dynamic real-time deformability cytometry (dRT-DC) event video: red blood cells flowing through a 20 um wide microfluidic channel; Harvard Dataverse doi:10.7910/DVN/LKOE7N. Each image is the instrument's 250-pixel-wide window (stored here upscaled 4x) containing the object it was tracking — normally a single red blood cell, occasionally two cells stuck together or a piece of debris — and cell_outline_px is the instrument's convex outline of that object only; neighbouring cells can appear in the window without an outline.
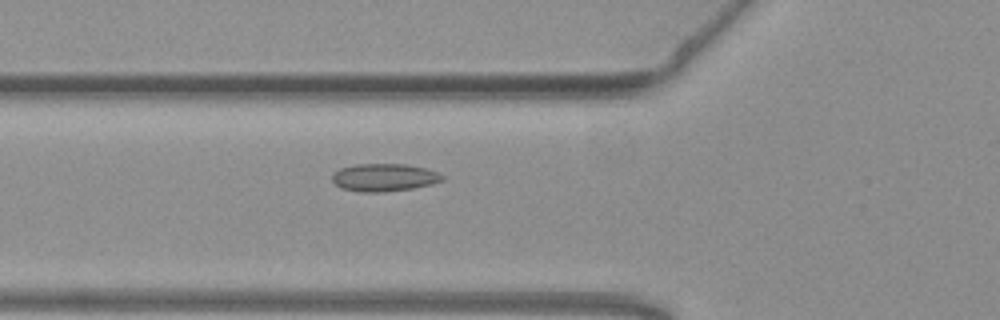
{"species": "common noctule bat (a hibernating species)", "species_latin": "Nyctalus noctula", "temperature_condition": "warm", "stored_images_in_passage": 43, "camera_frame_rate_fps": 3000, "um_per_image_px": 0.085, "animal": {"sex": "female", "body_mass_g": 19.3, "forearm_length_mm": 54.1}, "frame": {"image": 1, "passage_image": 8, "time_ms": 2.333, "image_size_px": [1000, 320], "cell_outline_px": [[444, 180], [432, 184], [412, 188], [380, 192], [360, 192], [340, 188], [332, 180], [332, 172], [340, 168], [356, 164], [404, 164], [424, 168], [440, 172], [444, 176]], "centroid_in_image_um": [32.64, 15.08], "position_along_channel_um": 93.2, "area_um2": 17.86}}
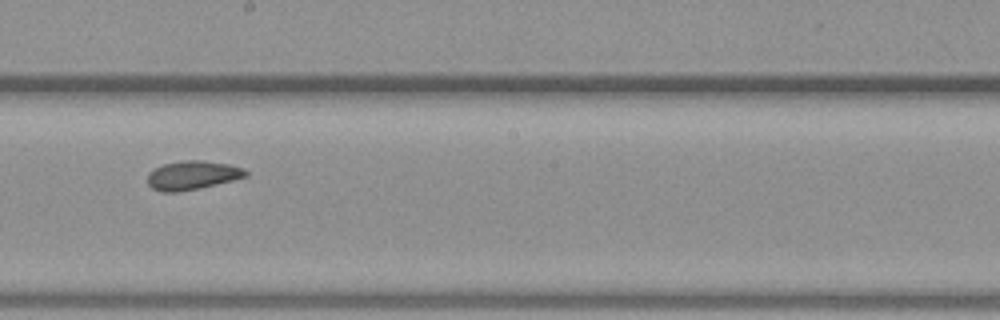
{"frame": {"image": 2, "passage_image": 19, "time_ms": 6.0, "image_size_px": [1000, 320], "cell_outline_px": [[248, 176], [232, 180], [196, 188], [176, 192], [160, 192], [152, 188], [148, 184], [148, 172], [164, 164], [184, 160], [200, 160], [228, 164], [244, 168], [248, 172]], "centroid_in_image_um": [16.34, 14.89], "position_along_channel_um": 231.9, "area_um2": 16.24}}
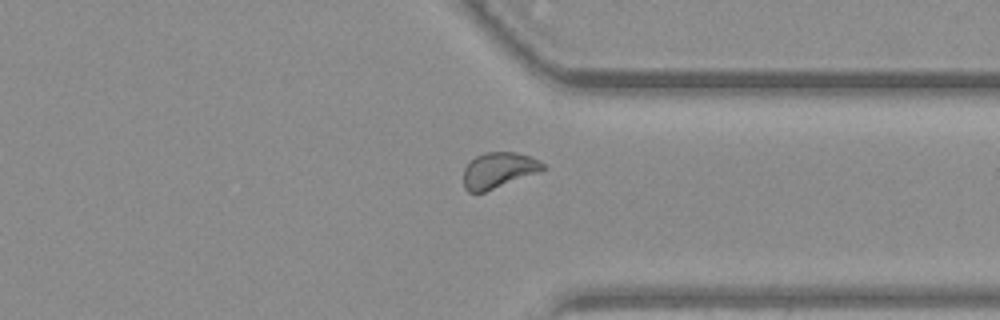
{"frame": {"image": 3, "passage_image": 30, "time_ms": 9.667, "image_size_px": [1000, 320], "cell_outline_px": [[544, 168], [540, 172], [484, 192], [468, 192], [464, 188], [464, 168], [476, 156], [484, 152], [516, 152], [528, 156], [544, 164]], "centroid_in_image_um": [42.36, 14.47], "position_along_channel_um": 369.0, "area_um2": 16.3}, "authors_computed_cell_mechanics": {"area_um2": 16.5886, "velocity_mm_per_s": 3.7815, "shape_relaxation_time_tau1_ms": null, "shape_relaxation_time_tau2_ms": 2.7561, "deformation_change_tau1": null, "deformation_change_tau2": 0.0643}}